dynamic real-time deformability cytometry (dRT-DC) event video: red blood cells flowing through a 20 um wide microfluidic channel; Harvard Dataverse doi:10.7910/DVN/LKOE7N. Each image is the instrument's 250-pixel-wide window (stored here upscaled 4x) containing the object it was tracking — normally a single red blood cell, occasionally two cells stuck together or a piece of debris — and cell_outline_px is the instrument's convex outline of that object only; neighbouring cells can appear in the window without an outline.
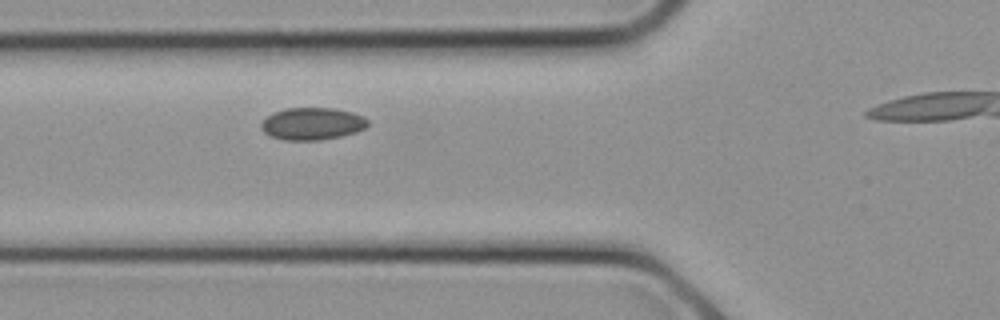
{"species": "common noctule bat (a hibernating species)", "species_latin": "Nyctalus noctula", "temperature_condition": "cold", "stored_images_in_passage": 5, "camera_frame_rate_fps": 3000, "um_per_image_px": 0.085, "animal": {"sex": "female", "body_mass_g": 21.9}, "frame": {"image": 1, "passage_image": 5, "time_ms": 1.333, "image_size_px": [1000, 320], "cell_outline_px": [[368, 124], [364, 128], [356, 132], [340, 136], [320, 140], [284, 140], [268, 136], [260, 128], [260, 124], [272, 112], [288, 108], [332, 108], [352, 112], [364, 116], [368, 120]], "centroid_in_image_um": [26.52, 10.52], "position_along_channel_um": 99.3, "area_um2": 20.11}}